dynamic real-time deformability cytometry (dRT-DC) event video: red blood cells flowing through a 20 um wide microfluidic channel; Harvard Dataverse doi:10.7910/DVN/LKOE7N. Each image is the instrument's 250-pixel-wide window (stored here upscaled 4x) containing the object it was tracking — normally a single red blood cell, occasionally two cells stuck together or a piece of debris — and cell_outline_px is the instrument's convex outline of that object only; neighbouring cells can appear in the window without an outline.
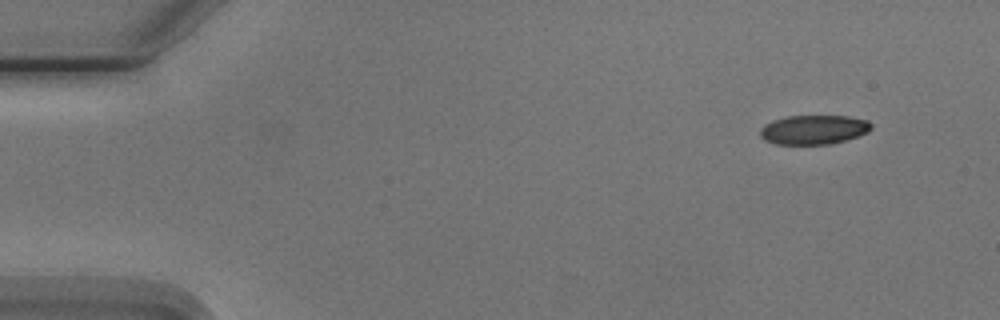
{"species": "Egyptian fruit bat (a non-hibernating species)", "species_latin": "Rousettus aegyptiacus", "temperature_condition": "cold", "stored_images_in_passage": 5, "segment_of_instrument_passage": [1, 2], "camera_frame_rate_fps": 3000, "um_per_image_px": 0.085, "animal": {"sex": "male"}, "frame": {"image": 1, "passage_image": 1, "time_ms": 0.0, "image_size_px": [1000, 320], "cell_outline_px": [[872, 128], [868, 132], [832, 144], [776, 144], [764, 140], [760, 136], [760, 128], [764, 124], [772, 120], [788, 116], [848, 116], [868, 120], [872, 124]], "centroid_in_image_um": [69.15, 11.02], "position_along_channel_um": 15.9, "area_um2": 19.02}}